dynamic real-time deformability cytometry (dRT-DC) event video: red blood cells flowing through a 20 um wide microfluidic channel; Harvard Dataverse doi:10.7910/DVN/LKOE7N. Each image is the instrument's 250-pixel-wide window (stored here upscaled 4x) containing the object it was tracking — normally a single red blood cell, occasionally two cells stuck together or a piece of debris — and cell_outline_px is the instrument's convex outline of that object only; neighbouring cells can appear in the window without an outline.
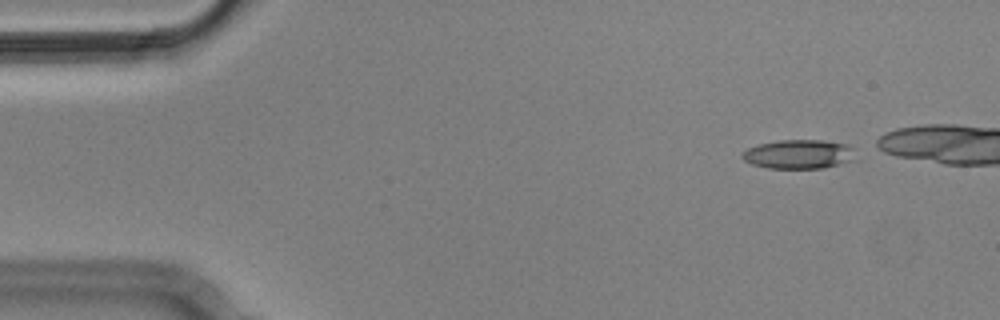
{"species": "Egyptian fruit bat (a non-hibernating species)", "species_latin": "Rousettus aegyptiacus", "temperature_condition": "cold", "stored_images_in_passage": 9, "camera_frame_rate_fps": 3000, "um_per_image_px": 0.085, "animal": {"sex": "male"}, "frame": {"image": 1, "passage_image": 1, "time_ms": 0.0, "image_size_px": [1000, 320], "cell_outline_px": [[860, 160], [824, 168], [768, 168], [752, 164], [744, 160], [740, 156], [748, 148], [760, 144], [780, 140], [824, 140], [848, 144], [856, 148]], "centroid_in_image_um": [68.05, 13.11], "position_along_channel_um": 16.9, "area_um2": 19.77}}
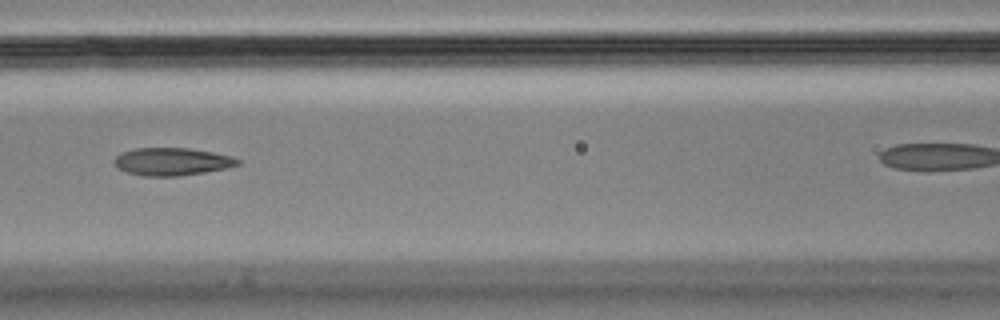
{"frame": {"image": 2, "passage_image": 6, "time_ms": 1.667, "image_size_px": [1000, 320], "cell_outline_px": [[240, 164], [224, 168], [204, 172], [176, 176], [144, 176], [128, 172], [120, 168], [112, 160], [120, 152], [136, 148], [188, 148], [212, 152], [232, 156], [240, 160]], "centroid_in_image_um": [14.6, 13.72], "position_along_channel_um": 152.0, "area_um2": 19.71}}